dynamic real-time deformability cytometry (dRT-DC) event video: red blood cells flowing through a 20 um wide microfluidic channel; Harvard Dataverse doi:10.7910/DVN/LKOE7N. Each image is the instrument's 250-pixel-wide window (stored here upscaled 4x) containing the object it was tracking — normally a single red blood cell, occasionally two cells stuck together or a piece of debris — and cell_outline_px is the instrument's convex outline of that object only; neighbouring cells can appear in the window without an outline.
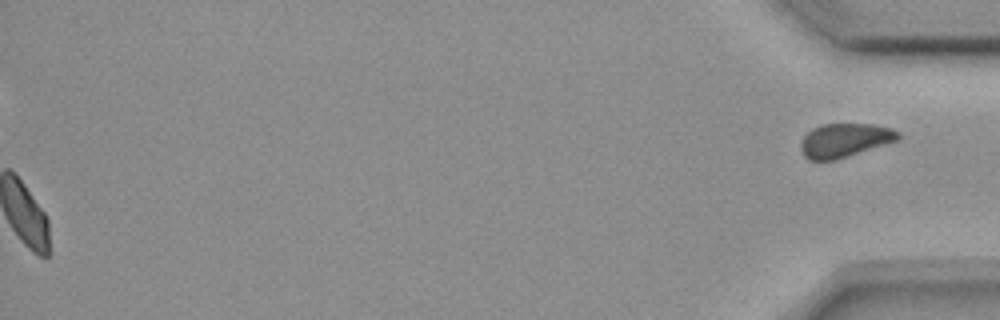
{"species": "common noctule bat (a hibernating species)", "species_latin": "Nyctalus noctula", "temperature_condition": "room temperature", "stored_images_in_passage": 51, "camera_frame_rate_fps": 3000, "um_per_image_px": 0.085, "animal": {"sex": "female", "body_mass_g": 18.4}, "frame": {"image": 1, "passage_image": 51, "time_ms": 16.667, "image_size_px": [1000, 320], "cell_outline_px": [[900, 140], [836, 160], [808, 160], [804, 156], [800, 148], [800, 144], [804, 136], [812, 128], [820, 124], [872, 124], [892, 128], [900, 132]], "centroid_in_image_um": [71.82, 11.92], "position_along_channel_um": 363.4, "area_um2": 19.42}, "authors_computed_cell_mechanics": {"area_um2": 20.3456, "velocity_mm_per_s": 3.6444, "shape_relaxation_time_tau1_ms": null, "shape_relaxation_time_tau2_ms": 8.0236, "deformation_change_tau1": null, "deformation_change_tau2": 0.0938}}